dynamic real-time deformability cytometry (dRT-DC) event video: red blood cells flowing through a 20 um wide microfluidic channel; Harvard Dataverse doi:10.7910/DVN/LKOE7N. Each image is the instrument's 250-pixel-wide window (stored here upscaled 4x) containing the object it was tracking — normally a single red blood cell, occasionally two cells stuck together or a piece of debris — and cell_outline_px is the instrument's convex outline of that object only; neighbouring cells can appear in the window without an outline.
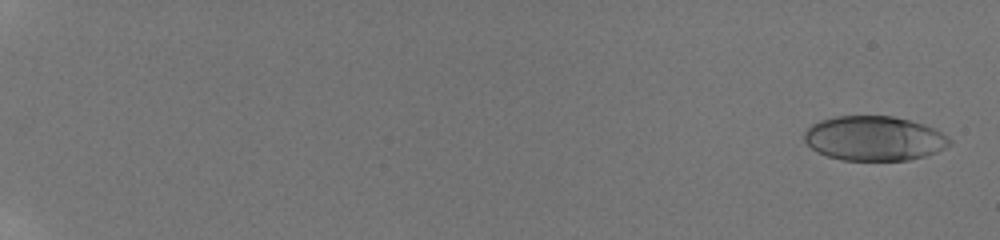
{"species": "human", "species_latin": "Homo sapiens", "temperature_condition": "room temperature", "stored_images_in_passage": 54, "camera_frame_rate_fps": 3000, "um_per_image_px": 0.085, "donor": {"sex": "male"}, "frame": {"image": 1, "passage_image": 2, "time_ms": 0.333, "image_size_px": [1000, 240], "cell_outline_px": [[952, 144], [936, 152], [924, 156], [908, 160], [844, 160], [828, 156], [816, 152], [804, 140], [804, 132], [812, 124], [820, 120], [836, 116], [892, 116], [924, 124], [948, 136], [952, 140]], "centroid_in_image_um": [74.3, 11.76], "position_along_channel_um": 10.7, "area_um2": 37.69}}
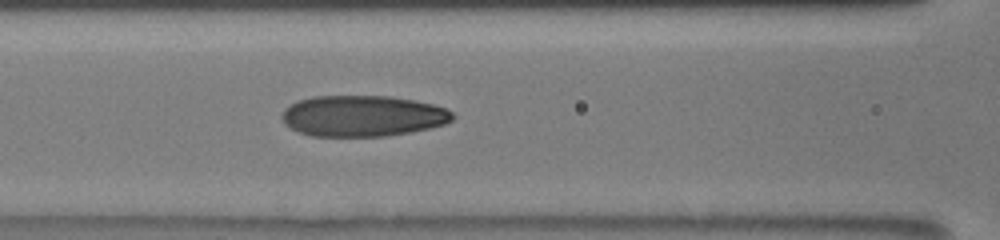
{"frame": {"image": 2, "passage_image": 29, "time_ms": 9.667, "image_size_px": [1000, 240], "cell_outline_px": [[456, 116], [452, 120], [444, 124], [412, 132], [384, 136], [312, 136], [300, 132], [284, 124], [280, 116], [284, 108], [296, 100], [312, 96], [388, 96], [412, 100], [432, 104], [444, 108], [452, 112]], "centroid_in_image_um": [30.79, 9.85], "position_along_channel_um": 135.8, "area_um2": 40.92}}
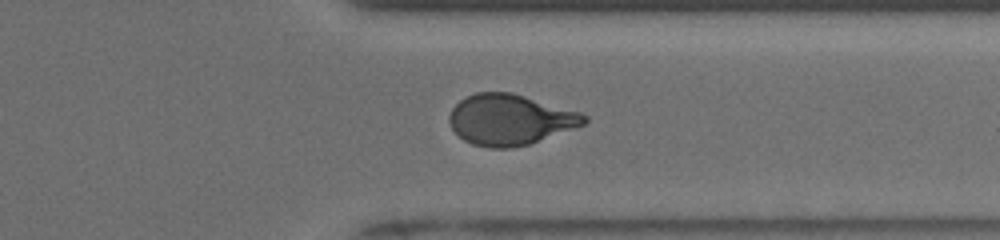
{"frame": {"image": 3, "passage_image": 46, "time_ms": 15.667, "image_size_px": [1000, 240], "cell_outline_px": [[588, 120], [584, 124], [528, 144], [508, 148], [488, 148], [472, 144], [464, 140], [452, 128], [448, 120], [448, 116], [452, 108], [460, 100], [476, 92], [512, 92], [580, 112], [588, 116]], "centroid_in_image_um": [43.33, 10.16], "position_along_channel_um": 368.1, "area_um2": 39.54}, "authors_computed_cell_mechanics": {"area_um2": 39.4196, "velocity_mm_per_s": 3.878, "shape_relaxation_time_tau1_ms": 5.69, "shape_relaxation_time_tau2_ms": 1.0323, "deformation_change_tau1": 0.2387, "deformation_change_tau2": 0.0784}}